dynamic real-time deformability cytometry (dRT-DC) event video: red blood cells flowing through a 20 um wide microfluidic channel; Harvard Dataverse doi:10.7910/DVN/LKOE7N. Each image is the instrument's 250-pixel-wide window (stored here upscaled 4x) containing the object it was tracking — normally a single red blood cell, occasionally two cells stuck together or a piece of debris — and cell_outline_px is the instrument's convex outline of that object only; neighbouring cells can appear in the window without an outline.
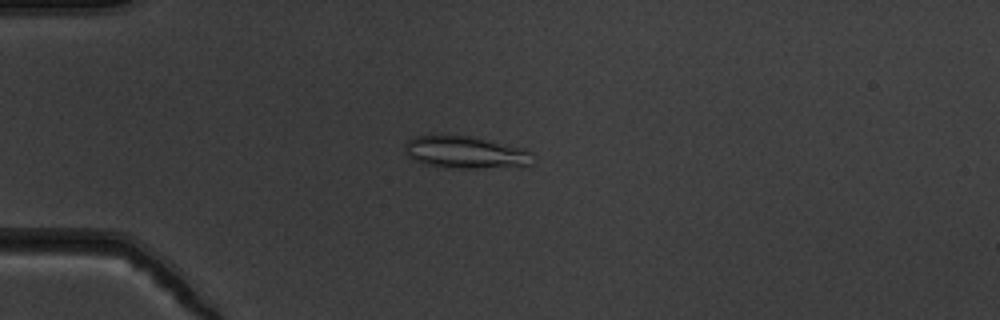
{"species": "common noctule bat (a hibernating species)", "species_latin": "Nyctalus noctula", "temperature_condition": "warm", "stored_images_in_passage": 54, "camera_frame_rate_fps": 3000, "um_per_image_px": 0.085, "animal": {"sex": "male", "body_mass_g": 19.5, "forearm_length_mm": 54.6}, "frame": {"image": 1, "passage_image": 15, "time_ms": 4.667, "image_size_px": [1000, 320], "cell_outline_px": [[532, 152], [528, 164], [476, 168], [440, 168], [416, 160], [408, 156], [404, 152], [404, 144], [408, 140], [416, 136], [472, 136], [524, 148]], "centroid_in_image_um": [39.49, 12.94], "position_along_channel_um": 45.5, "area_um2": 23.52}}
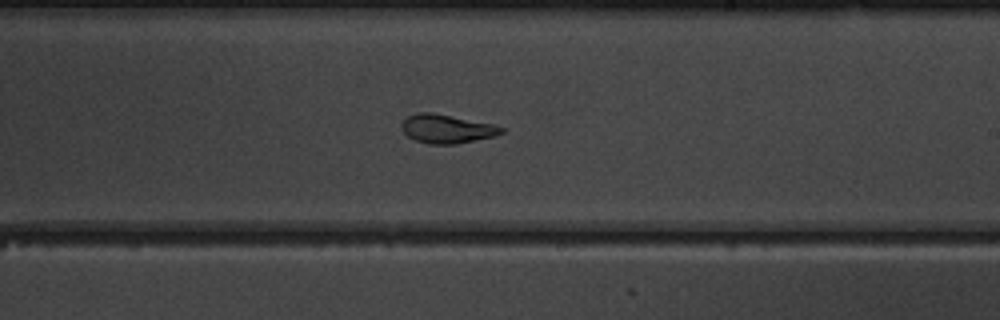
{"frame": {"image": 2, "passage_image": 33, "time_ms": 10.667, "image_size_px": [1000, 320], "cell_outline_px": [[504, 132], [496, 136], [456, 144], [428, 144], [416, 140], [408, 136], [400, 128], [400, 124], [408, 116], [416, 112], [432, 112], [492, 124], [504, 128]], "centroid_in_image_um": [37.96, 10.95], "position_along_channel_um": 251.0, "area_um2": 16.7}}
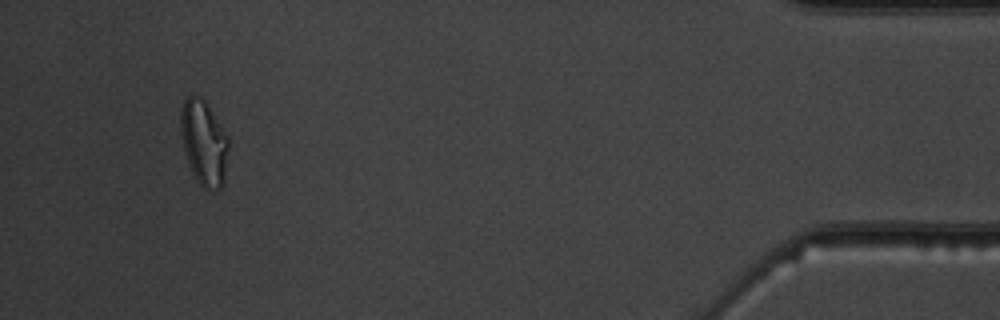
{"frame": {"image": 3, "passage_image": 51, "time_ms": 16.667, "image_size_px": [1000, 320], "cell_outline_px": [[228, 148], [224, 184], [220, 188], [204, 188], [196, 180], [192, 172], [184, 148], [180, 132], [180, 108], [184, 100], [188, 96], [200, 96], [208, 104], [228, 136]], "centroid_in_image_um": [17.33, 12.09], "position_along_channel_um": 417.9, "area_um2": 23.64}, "authors_computed_cell_mechanics": {"area_um2": 19.9121, "velocity_mm_per_s": 3.8384, "shape_relaxation_time_tau1_ms": null, "shape_relaxation_time_tau2_ms": 1.3808, "deformation_change_tau1": null, "deformation_change_tau2": 0.0679}}